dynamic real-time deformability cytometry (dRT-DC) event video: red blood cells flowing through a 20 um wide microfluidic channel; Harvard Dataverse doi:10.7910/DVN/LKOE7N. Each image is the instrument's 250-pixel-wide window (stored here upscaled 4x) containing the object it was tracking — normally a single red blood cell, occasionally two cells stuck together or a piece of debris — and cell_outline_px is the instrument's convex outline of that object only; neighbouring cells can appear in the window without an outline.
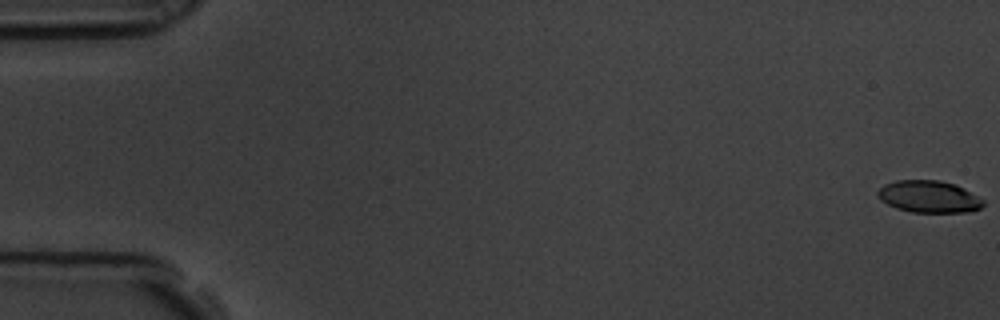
{"species": "common noctule bat (a hibernating species)", "species_latin": "Nyctalus noctula", "temperature_condition": "room temperature", "stored_images_in_passage": 5, "camera_frame_rate_fps": 3000, "um_per_image_px": 0.085, "animal": {"sex": "male", "body_mass_g": 19.5, "forearm_length_mm": 54.6}, "frame": {"image": 1, "passage_image": 1, "time_ms": 0.0, "image_size_px": [1000, 320], "cell_outline_px": [[984, 204], [980, 208], [968, 212], [912, 212], [896, 208], [880, 200], [876, 196], [876, 192], [884, 184], [896, 180], [940, 180], [964, 188], [984, 200]], "centroid_in_image_um": [78.93, 16.71], "position_along_channel_um": 6.1, "area_um2": 19.71}}
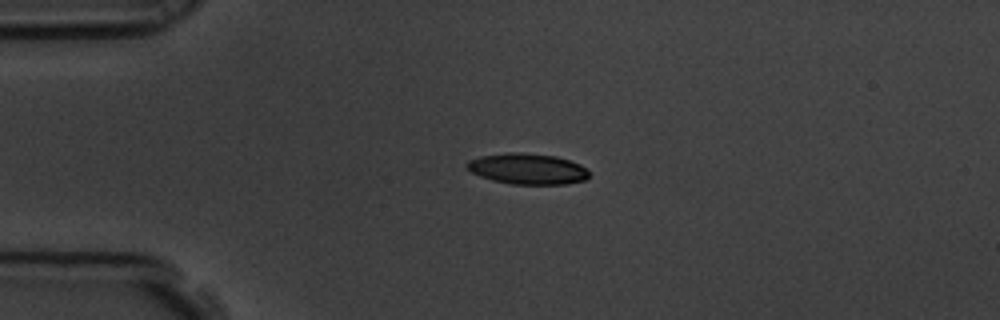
{"frame": {"image": 2, "passage_image": 5, "time_ms": 1.333, "image_size_px": [1000, 320], "cell_outline_px": [[588, 176], [584, 180], [564, 184], [512, 184], [492, 180], [480, 176], [472, 172], [464, 164], [468, 160], [480, 156], [508, 152], [520, 152], [556, 156], [580, 164], [588, 172]], "centroid_in_image_um": [44.8, 14.34], "position_along_channel_um": 40.2, "area_um2": 21.85}}